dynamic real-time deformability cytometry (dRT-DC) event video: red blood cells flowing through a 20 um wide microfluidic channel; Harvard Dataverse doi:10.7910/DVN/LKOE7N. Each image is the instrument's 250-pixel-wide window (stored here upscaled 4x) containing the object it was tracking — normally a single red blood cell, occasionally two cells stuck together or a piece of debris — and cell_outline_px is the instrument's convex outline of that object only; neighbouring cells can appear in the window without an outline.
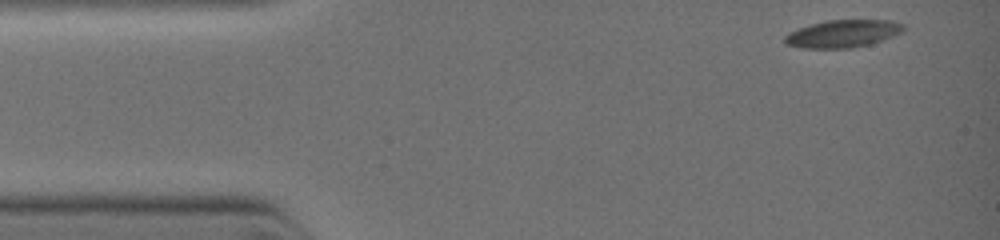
{"species": "common noctule bat (a hibernating species)", "species_latin": "Nyctalus noctula", "temperature_condition": "warm", "stored_images_in_passage": 27, "camera_frame_rate_fps": 3000, "um_per_image_px": 0.085, "animal": {"sex": "female", "body_mass_g": 19.0, "forearm_length_mm": 51.5}, "frame": {"image": 1, "passage_image": 1, "time_ms": 0.0, "image_size_px": [1000, 240], "cell_outline_px": [[904, 28], [900, 32], [880, 40], [868, 44], [848, 48], [804, 48], [788, 44], [784, 40], [784, 36], [800, 28], [812, 24], [828, 20], [888, 20], [904, 24]], "centroid_in_image_um": [71.63, 2.85], "position_along_channel_um": 13.4, "area_um2": 18.44}}
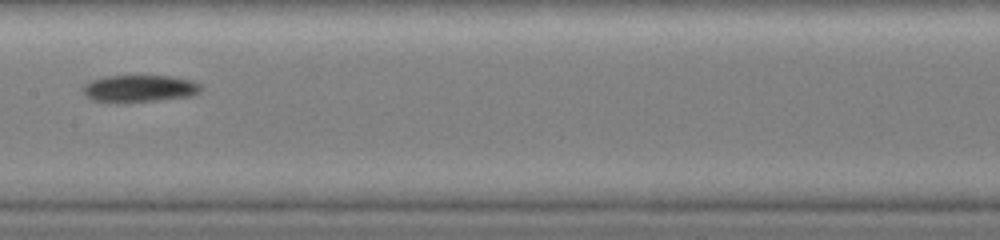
{"frame": {"image": 2, "passage_image": 14, "time_ms": 5.0, "image_size_px": [1000, 240], "cell_outline_px": [[200, 92], [192, 96], [156, 100], [92, 100], [84, 92], [84, 88], [92, 80], [108, 76], [172, 76], [192, 80], [200, 84]], "centroid_in_image_um": [11.97, 7.49], "position_along_channel_um": 195.4, "area_um2": 17.69}}
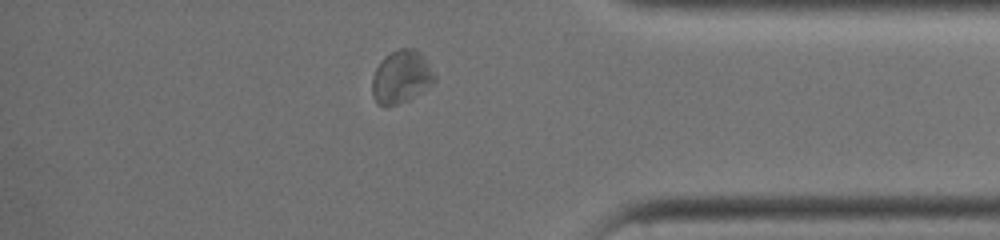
{"frame": {"image": 3, "passage_image": 24, "time_ms": 9.0, "image_size_px": [1000, 240], "cell_outline_px": [[436, 80], [432, 84], [408, 100], [384, 108], [372, 96], [372, 76], [380, 60], [384, 56], [400, 48], [416, 48], [424, 56], [436, 76]], "centroid_in_image_um": [34.1, 6.52], "position_along_channel_um": 401.1, "area_um2": 19.31}}